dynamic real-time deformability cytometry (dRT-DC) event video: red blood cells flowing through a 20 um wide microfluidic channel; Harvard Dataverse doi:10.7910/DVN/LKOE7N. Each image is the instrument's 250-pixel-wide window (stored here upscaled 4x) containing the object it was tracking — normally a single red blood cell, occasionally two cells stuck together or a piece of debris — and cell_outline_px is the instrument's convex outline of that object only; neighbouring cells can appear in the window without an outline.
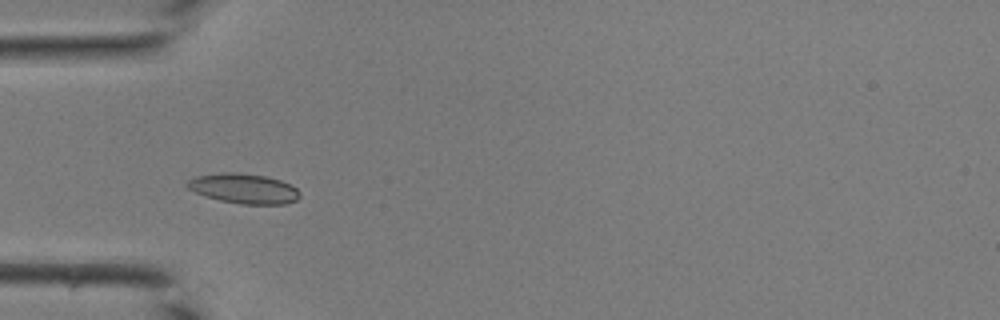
{"species": "common noctule bat (a hibernating species)", "species_latin": "Nyctalus noctula", "temperature_condition": "room temperature", "stored_images_in_passage": 26, "camera_frame_rate_fps": 3000, "um_per_image_px": 0.085, "animal": {"sex": "male", "body_mass_g": 19.0, "forearm_length_mm": 50.8}, "frame": {"image": 1, "passage_image": 3, "time_ms": 0.667, "image_size_px": [1000, 320], "cell_outline_px": [[300, 196], [296, 200], [284, 204], [240, 204], [220, 200], [204, 196], [188, 188], [184, 184], [192, 176], [220, 172], [240, 172], [264, 176], [280, 180], [296, 188], [300, 192]], "centroid_in_image_um": [20.67, 16.01], "position_along_channel_um": 64.3, "area_um2": 19.77}}
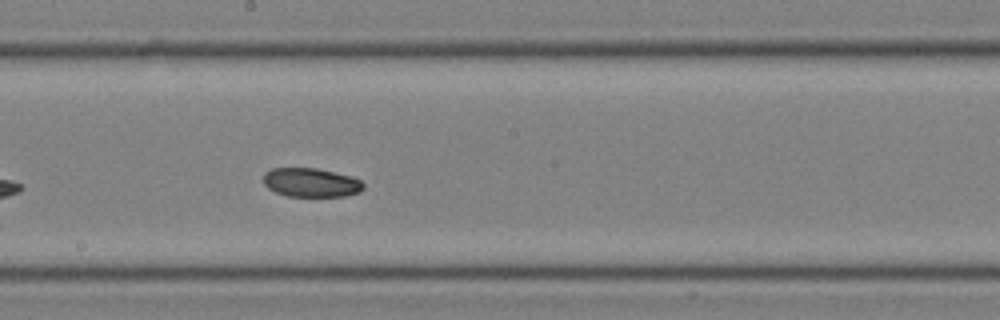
{"frame": {"image": 2, "passage_image": 13, "time_ms": 4.0, "image_size_px": [1000, 320], "cell_outline_px": [[364, 188], [360, 192], [344, 196], [288, 196], [276, 192], [268, 188], [264, 184], [264, 172], [272, 168], [316, 168], [352, 176], [360, 180], [364, 184]], "centroid_in_image_um": [26.44, 15.51], "position_along_channel_um": 221.8, "area_um2": 16.88}}
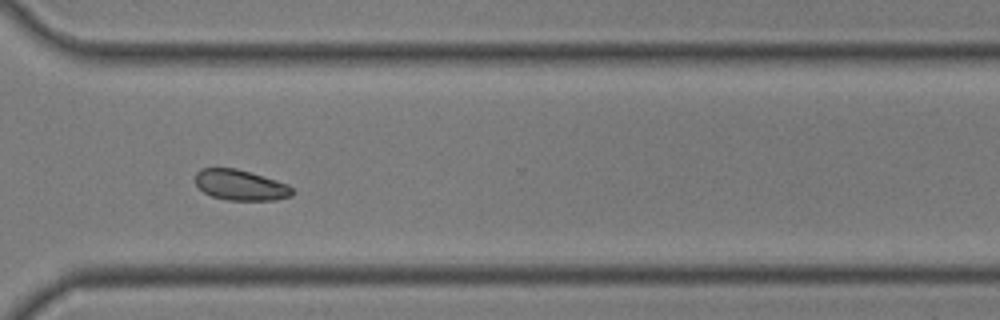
{"frame": {"image": 3, "passage_image": 21, "time_ms": 6.667, "image_size_px": [1000, 320], "cell_outline_px": [[292, 196], [276, 200], [228, 200], [212, 196], [204, 192], [196, 184], [196, 172], [200, 168], [236, 168], [276, 180], [288, 184], [292, 188]], "centroid_in_image_um": [20.44, 15.73], "position_along_channel_um": 350.2, "area_um2": 17.17}}